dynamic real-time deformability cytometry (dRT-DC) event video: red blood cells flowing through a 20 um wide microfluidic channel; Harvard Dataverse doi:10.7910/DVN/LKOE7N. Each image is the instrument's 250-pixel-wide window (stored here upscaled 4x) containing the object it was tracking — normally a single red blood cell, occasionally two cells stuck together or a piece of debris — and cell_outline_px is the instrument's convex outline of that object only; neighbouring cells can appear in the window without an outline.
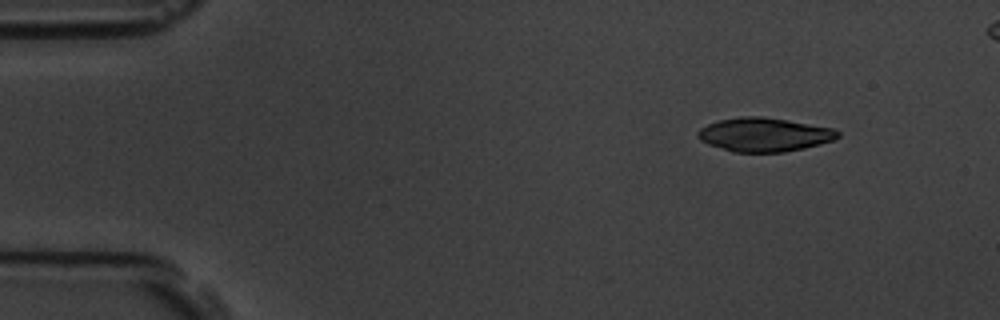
{"species": "common noctule bat (a hibernating species)", "species_latin": "Nyctalus noctula", "temperature_condition": "room temperature", "stored_images_in_passage": 5, "camera_frame_rate_fps": 3000, "um_per_image_px": 0.085, "animal": {"sex": "male", "body_mass_g": 19.5, "forearm_length_mm": 54.6}, "frame": {"image": 1, "passage_image": 1, "time_ms": 0.0, "image_size_px": [1000, 320], "cell_outline_px": [[840, 136], [832, 140], [820, 144], [804, 148], [784, 152], [732, 152], [708, 144], [700, 140], [696, 136], [696, 132], [700, 128], [716, 120], [740, 116], [764, 116], [836, 128], [840, 132]], "centroid_in_image_um": [64.95, 11.43], "position_along_channel_um": 20.1, "area_um2": 27.92}}